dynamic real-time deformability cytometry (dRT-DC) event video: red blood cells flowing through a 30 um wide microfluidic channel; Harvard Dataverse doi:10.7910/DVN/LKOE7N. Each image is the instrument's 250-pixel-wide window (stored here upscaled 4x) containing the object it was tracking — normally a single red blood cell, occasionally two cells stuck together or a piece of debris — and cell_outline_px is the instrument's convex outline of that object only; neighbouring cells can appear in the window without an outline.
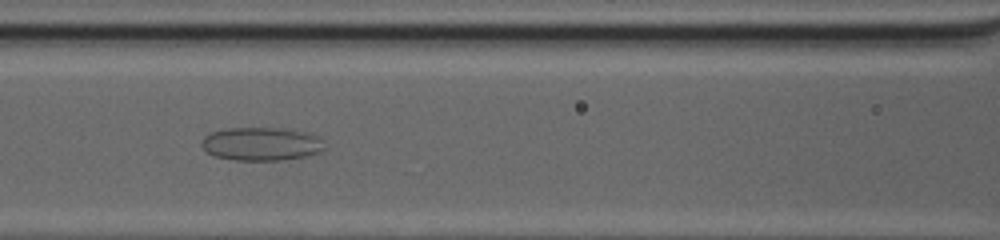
{"species": "common noctule bat (a hibernating species)", "species_latin": "Nyctalus noctula", "temperature_condition": "cold", "stored_images_in_passage": 52, "camera_frame_rate_fps": 3000, "um_per_image_px": 0.085, "animal": {"sex": "female", "body_mass_g": 20.0, "forearm_length_mm": 54.0}, "frame": {"image": 1, "passage_image": 26, "time_ms": 8.333, "image_size_px": [1000, 240], "cell_outline_px": [[324, 148], [320, 152], [304, 156], [280, 160], [236, 160], [216, 156], [208, 152], [200, 144], [204, 136], [212, 132], [228, 128], [272, 128], [300, 132], [312, 136], [320, 140]], "centroid_in_image_um": [22.13, 12.24], "position_along_channel_um": 144.5, "area_um2": 23.12}}
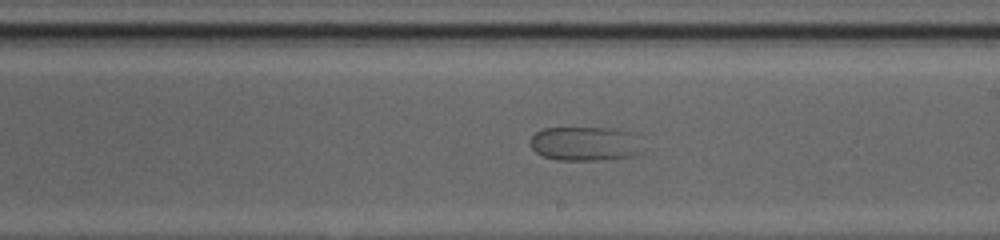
{"frame": {"image": 2, "passage_image": 33, "time_ms": 10.667, "image_size_px": [1000, 240], "cell_outline_px": [[640, 152], [632, 156], [596, 160], [556, 160], [544, 156], [536, 152], [532, 148], [532, 136], [536, 132], [544, 128], [616, 128], [632, 132]], "centroid_in_image_um": [49.68, 12.21], "position_along_channel_um": 239.3, "area_um2": 21.96}}
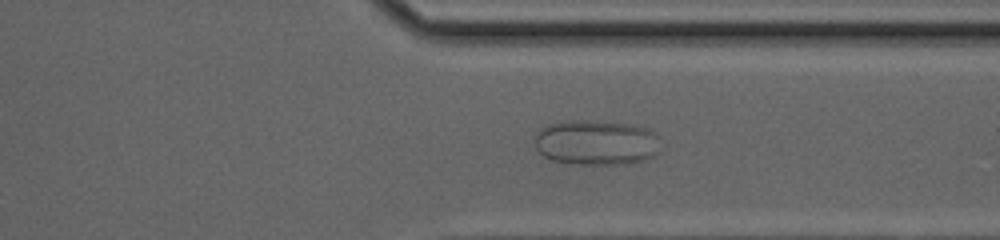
{"frame": {"image": 3, "passage_image": 42, "time_ms": 13.667, "image_size_px": [1000, 240], "cell_outline_px": [[656, 152], [652, 156], [644, 160], [624, 164], [572, 164], [552, 160], [544, 156], [536, 148], [536, 132], [540, 128], [556, 120], [592, 120], [624, 124], [644, 128], [652, 132], [656, 136]], "centroid_in_image_um": [50.57, 12.11], "position_along_channel_um": 360.8, "area_um2": 32.83}}